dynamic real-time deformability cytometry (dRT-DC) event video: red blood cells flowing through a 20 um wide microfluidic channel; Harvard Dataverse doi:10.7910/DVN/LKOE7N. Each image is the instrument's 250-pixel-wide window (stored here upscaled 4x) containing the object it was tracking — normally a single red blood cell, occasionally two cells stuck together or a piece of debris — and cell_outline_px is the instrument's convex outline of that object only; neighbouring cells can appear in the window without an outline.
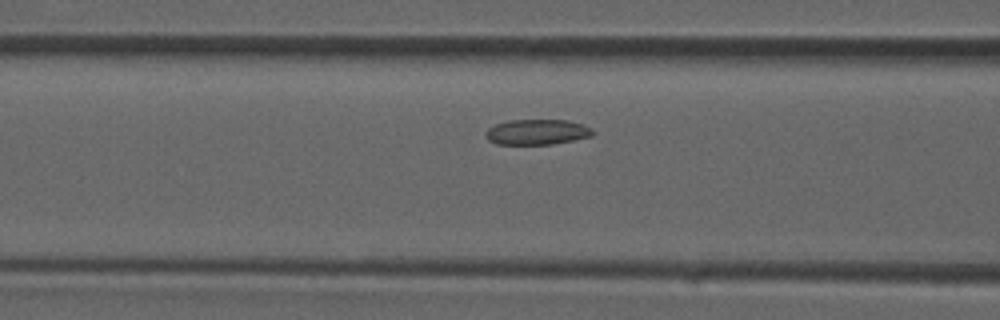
{"species": "common noctule bat (a hibernating species)", "species_latin": "Nyctalus noctula", "temperature_condition": "room temperature", "stored_images_in_passage": 33, "camera_frame_rate_fps": 3000, "um_per_image_px": 0.085, "animal": {"sex": "male", "forearm_length_mm": 52.5}, "frame": {"image": 1, "passage_image": 11, "time_ms": 3.333, "image_size_px": [1000, 320], "cell_outline_px": [[596, 132], [592, 136], [552, 144], [496, 144], [488, 140], [484, 136], [484, 132], [488, 128], [496, 124], [508, 120], [568, 120], [584, 124], [592, 128]], "centroid_in_image_um": [45.65, 11.21], "position_along_channel_um": 121.0, "area_um2": 16.01}}
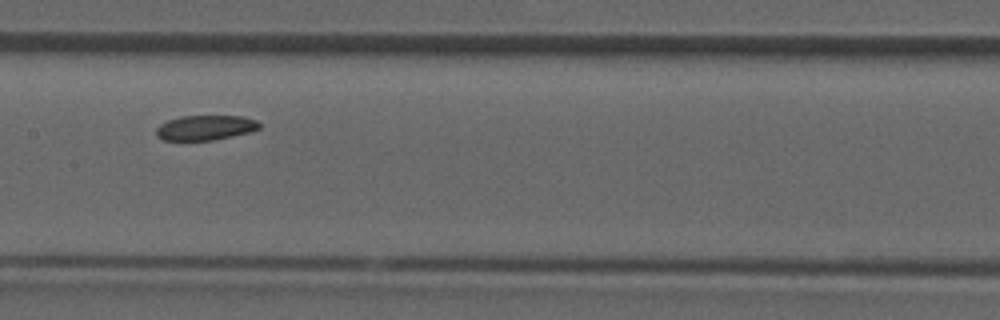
{"frame": {"image": 2, "passage_image": 15, "time_ms": 4.667, "image_size_px": [1000, 320], "cell_outline_px": [[260, 128], [248, 132], [212, 140], [164, 140], [156, 136], [156, 128], [160, 124], [168, 120], [180, 116], [244, 116], [256, 120], [260, 124]], "centroid_in_image_um": [17.43, 10.84], "position_along_channel_um": 190.0, "area_um2": 14.85}}
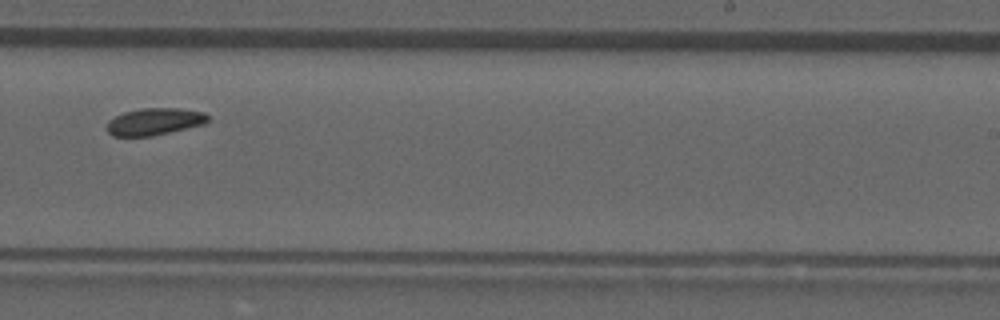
{"frame": {"image": 3, "passage_image": 20, "time_ms": 6.333, "image_size_px": [1000, 320], "cell_outline_px": [[208, 120], [204, 124], [152, 136], [112, 136], [108, 132], [108, 120], [124, 112], [140, 108], [180, 108], [204, 112], [208, 116]], "centroid_in_image_um": [13.13, 10.33], "position_along_channel_um": 275.9, "area_um2": 15.84}}